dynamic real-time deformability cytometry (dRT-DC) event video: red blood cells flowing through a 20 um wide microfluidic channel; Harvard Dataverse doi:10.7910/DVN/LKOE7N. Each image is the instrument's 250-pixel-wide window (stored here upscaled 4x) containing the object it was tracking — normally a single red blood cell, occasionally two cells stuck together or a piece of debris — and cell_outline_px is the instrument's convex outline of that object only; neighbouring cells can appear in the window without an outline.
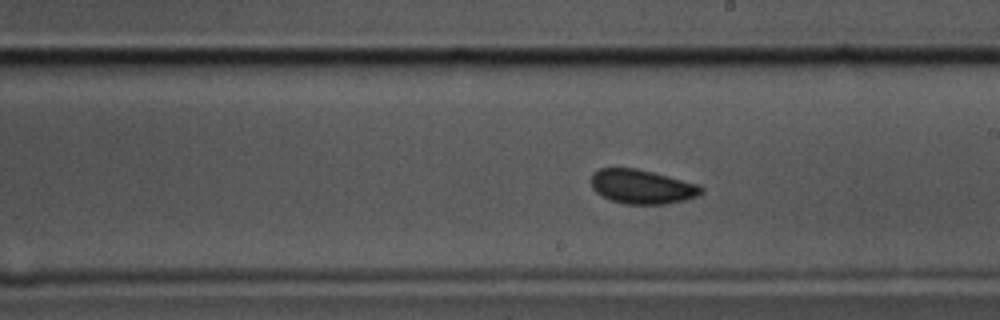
{"species": "common noctule bat (a hibernating species)", "species_latin": "Nyctalus noctula", "temperature_condition": "cold", "stored_images_in_passage": 57, "camera_frame_rate_fps": 3000, "um_per_image_px": 0.085, "animal": {"sex": "male", "body_mass_g": 17.5, "forearm_length_mm": 52.3}, "frame": {"image": 1, "passage_image": 32, "time_ms": 10.333, "image_size_px": [1000, 320], "cell_outline_px": [[704, 192], [700, 196], [688, 200], [664, 204], [624, 204], [600, 196], [592, 188], [592, 172], [600, 168], [636, 168], [700, 184], [704, 188]], "centroid_in_image_um": [54.61, 15.88], "position_along_channel_um": 234.4, "area_um2": 22.25}}
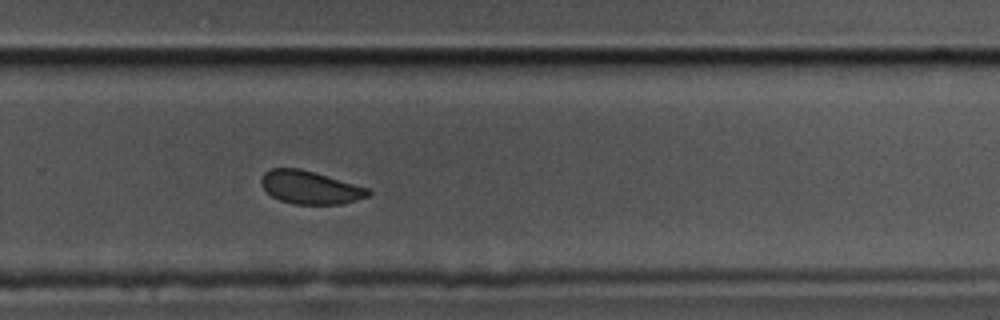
{"frame": {"image": 2, "passage_image": 38, "time_ms": 12.333, "image_size_px": [1000, 320], "cell_outline_px": [[372, 192], [368, 196], [344, 204], [296, 204], [280, 200], [272, 196], [260, 184], [260, 180], [264, 172], [272, 168], [300, 168], [372, 188]], "centroid_in_image_um": [26.4, 15.92], "position_along_channel_um": 303.4, "area_um2": 20.81}}
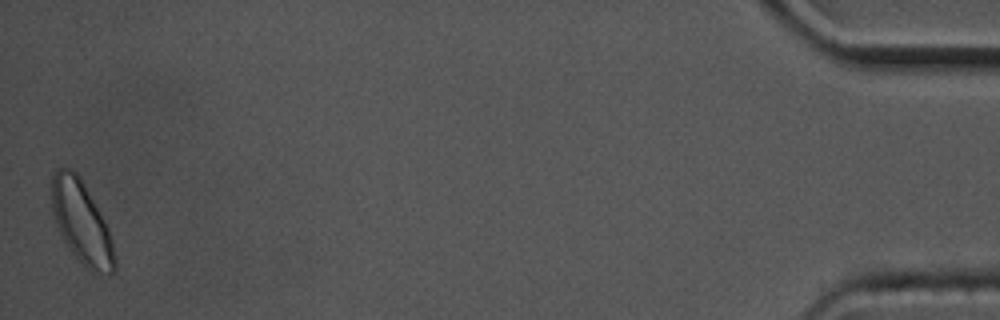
{"frame": {"image": 3, "passage_image": 57, "time_ms": 18.667, "image_size_px": [1000, 320], "cell_outline_px": [[116, 268], [112, 272], [100, 272], [84, 268], [72, 252], [64, 240], [60, 232], [52, 212], [52, 172], [56, 168], [68, 168], [76, 172], [80, 176], [100, 212], [108, 228], [112, 240], [116, 256]], "centroid_in_image_um": [6.93, 18.88], "position_along_channel_um": 428.3, "area_um2": 30.0}, "authors_computed_cell_mechanics": {"area_um2": 22.253, "velocity_mm_per_s": 3.4509, "shape_relaxation_time_tau1_ms": 2.514, "shape_relaxation_time_tau2_ms": 1.4995, "deformation_change_tau1": 0.0406, "deformation_change_tau2": 0.0586}}